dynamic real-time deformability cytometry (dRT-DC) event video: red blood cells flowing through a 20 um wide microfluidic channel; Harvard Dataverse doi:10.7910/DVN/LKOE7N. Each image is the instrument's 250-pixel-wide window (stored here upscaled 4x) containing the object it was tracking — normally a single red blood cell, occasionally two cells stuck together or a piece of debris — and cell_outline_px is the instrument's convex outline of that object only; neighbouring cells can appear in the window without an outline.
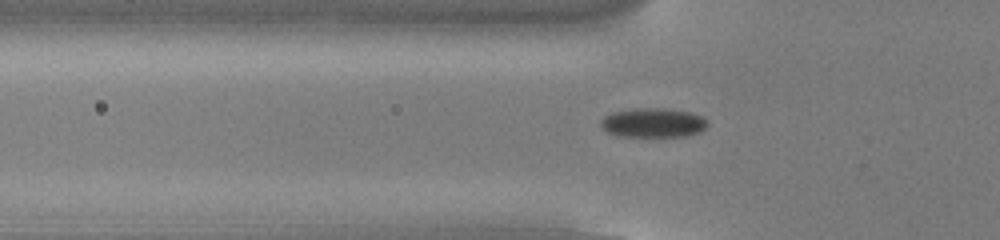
{"species": "common noctule bat (a hibernating species)", "species_latin": "Nyctalus noctula", "temperature_condition": "cold", "stored_images_in_passage": 49, "camera_frame_rate_fps": 3000, "um_per_image_px": 0.085, "animal": {"sex": "male", "body_mass_g": 13.0, "forearm_length_mm": 53.1}, "frame": {"image": 1, "passage_image": 17, "time_ms": 5.333, "image_size_px": [1000, 240], "cell_outline_px": [[708, 124], [700, 132], [684, 136], [616, 136], [608, 132], [600, 124], [600, 120], [604, 116], [612, 112], [636, 108], [664, 108], [688, 112], [704, 116], [708, 120]], "centroid_in_image_um": [55.52, 10.43], "position_along_channel_um": 70.3, "area_um2": 18.26}}
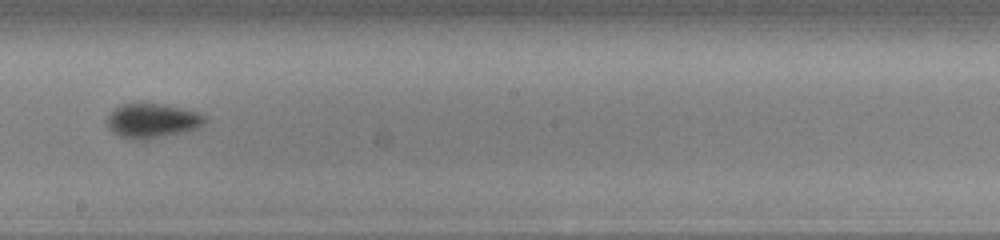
{"frame": {"image": 2, "passage_image": 30, "time_ms": 9.667, "image_size_px": [1000, 240], "cell_outline_px": [[208, 120], [200, 128], [184, 132], [148, 140], [128, 140], [112, 132], [108, 128], [108, 116], [116, 108], [124, 104], [160, 104], [180, 108], [196, 112], [208, 116]], "centroid_in_image_um": [12.99, 10.3], "position_along_channel_um": 235.2, "area_um2": 19.71}}
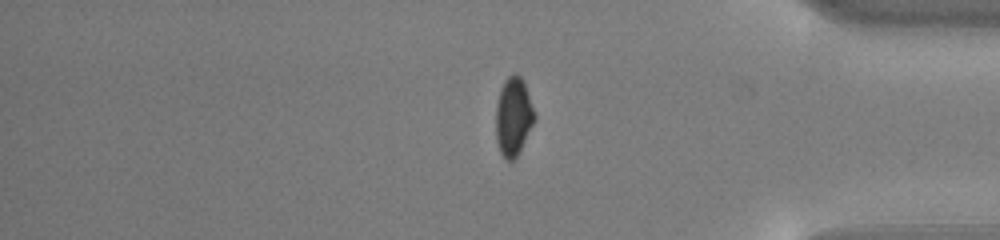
{"frame": {"image": 3, "passage_image": 44, "time_ms": 14.333, "image_size_px": [1000, 240], "cell_outline_px": [[536, 120], [516, 156], [512, 160], [504, 160], [500, 152], [496, 140], [496, 104], [500, 88], [504, 80], [512, 72], [516, 72], [520, 76], [524, 84], [536, 112]], "centroid_in_image_um": [43.64, 9.88], "position_along_channel_um": 391.6, "area_um2": 17.86}}